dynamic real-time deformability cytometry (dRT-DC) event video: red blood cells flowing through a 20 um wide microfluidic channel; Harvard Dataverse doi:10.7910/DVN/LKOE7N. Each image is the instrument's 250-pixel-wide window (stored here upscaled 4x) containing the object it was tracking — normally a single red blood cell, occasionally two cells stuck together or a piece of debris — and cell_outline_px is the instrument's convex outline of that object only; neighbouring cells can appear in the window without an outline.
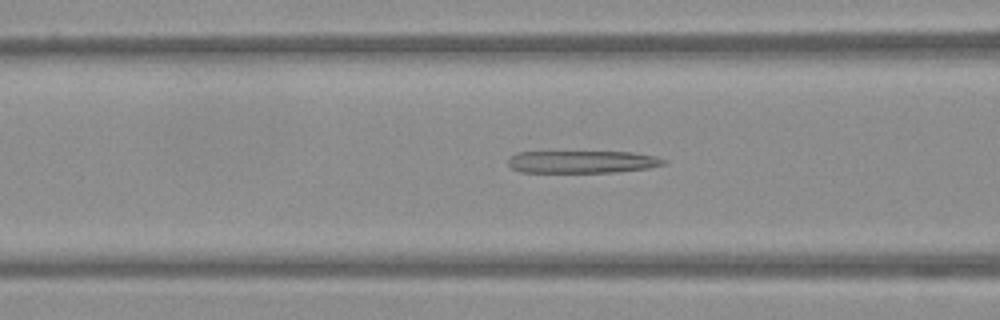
{"species": "Egyptian fruit bat (a non-hibernating species)", "species_latin": "Rousettus aegyptiacus", "temperature_condition": "warm", "stored_images_in_passage": 51, "camera_frame_rate_fps": 3000, "um_per_image_px": 0.085, "frame": {"image": 1, "passage_image": 19, "time_ms": 6.0, "image_size_px": [1000, 320], "cell_outline_px": [[668, 164], [648, 168], [616, 172], [520, 172], [512, 168], [508, 164], [508, 160], [516, 152], [632, 152], [656, 156], [668, 160]], "centroid_in_image_um": [49.55, 13.75], "position_along_channel_um": 117.1, "area_um2": 20.4}}
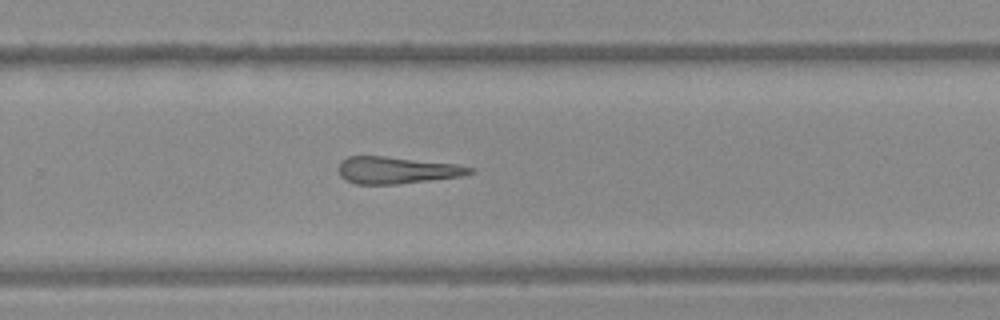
{"frame": {"image": 2, "passage_image": 33, "time_ms": 10.667, "image_size_px": [1000, 320], "cell_outline_px": [[476, 172], [460, 176], [396, 184], [356, 184], [340, 176], [340, 160], [348, 156], [384, 156], [456, 164], [476, 168]], "centroid_in_image_um": [33.74, 14.46], "position_along_channel_um": 296.1, "area_um2": 20.4}}
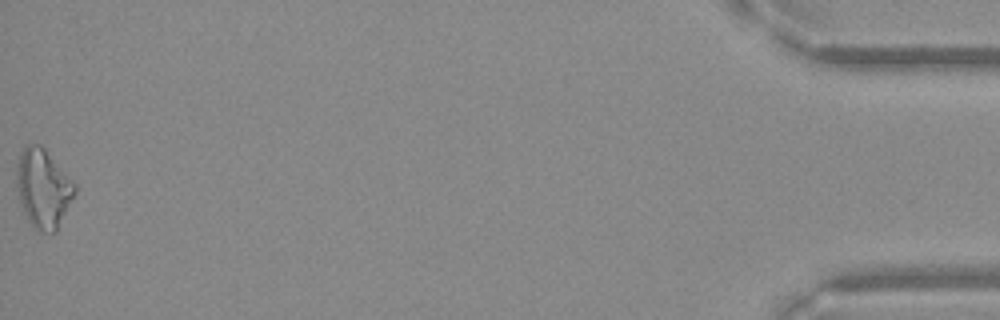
{"frame": {"image": 3, "passage_image": 51, "time_ms": 16.667, "image_size_px": [1000, 320], "cell_outline_px": [[76, 192], [56, 232], [40, 232], [28, 220], [24, 212], [20, 200], [16, 184], [16, 168], [24, 144], [40, 144], [44, 148], [76, 184]], "centroid_in_image_um": [3.67, 16.0], "position_along_channel_um": 431.5, "area_um2": 26.53}}